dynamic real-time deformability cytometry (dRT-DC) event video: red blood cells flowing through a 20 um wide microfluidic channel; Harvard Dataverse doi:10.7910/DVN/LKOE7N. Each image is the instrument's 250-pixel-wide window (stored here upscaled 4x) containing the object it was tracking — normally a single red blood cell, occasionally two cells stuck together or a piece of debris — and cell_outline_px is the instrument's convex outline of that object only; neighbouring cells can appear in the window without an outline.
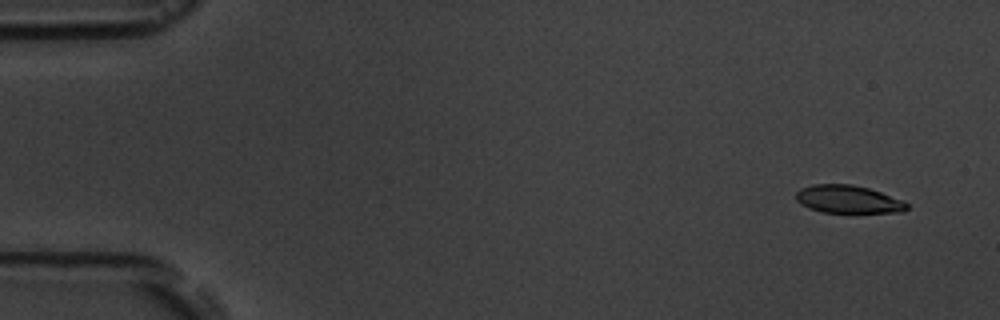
{"species": "common noctule bat (a hibernating species)", "species_latin": "Nyctalus noctula", "temperature_condition": "room temperature", "stored_images_in_passage": 6, "camera_frame_rate_fps": 3000, "um_per_image_px": 0.085, "animal": {"sex": "male", "body_mass_g": 19.5, "forearm_length_mm": 54.6}, "frame": {"image": 1, "passage_image": 1, "time_ms": 0.0, "image_size_px": [1000, 320], "cell_outline_px": [[908, 208], [904, 212], [824, 212], [808, 208], [800, 204], [796, 200], [796, 192], [800, 188], [812, 184], [852, 184], [868, 188], [904, 200], [908, 204]], "centroid_in_image_um": [72.08, 16.93], "position_along_channel_um": 12.9, "area_um2": 18.03}}
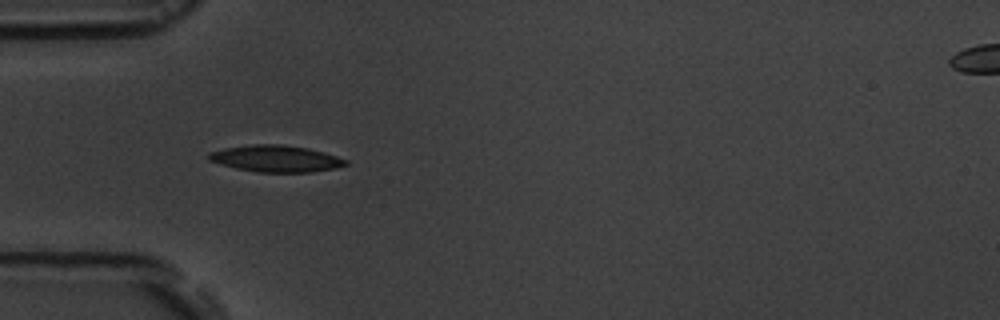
{"frame": {"image": 2, "passage_image": 5, "time_ms": 4.667, "image_size_px": [1000, 320], "cell_outline_px": [[348, 164], [336, 168], [312, 172], [260, 172], [236, 168], [208, 160], [208, 152], [224, 148], [252, 144], [280, 144], [308, 148], [324, 152], [348, 160]], "centroid_in_image_um": [23.46, 13.48], "position_along_channel_um": 61.5, "area_um2": 21.21}}
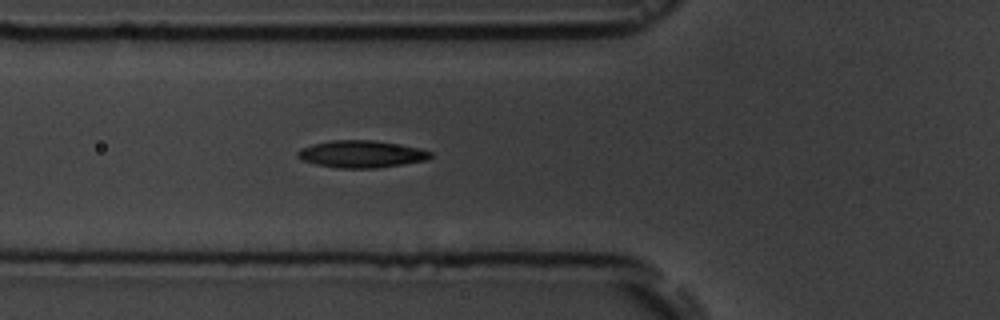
{"frame": {"image": 3, "passage_image": 6, "time_ms": 5.667, "image_size_px": [1000, 320], "cell_outline_px": [[432, 156], [428, 160], [404, 164], [376, 168], [336, 168], [316, 164], [300, 160], [296, 156], [296, 152], [300, 148], [312, 144], [332, 140], [372, 140], [420, 148], [432, 152]], "centroid_in_image_um": [30.69, 13.1], "position_along_channel_um": 95.1, "area_um2": 21.15}}